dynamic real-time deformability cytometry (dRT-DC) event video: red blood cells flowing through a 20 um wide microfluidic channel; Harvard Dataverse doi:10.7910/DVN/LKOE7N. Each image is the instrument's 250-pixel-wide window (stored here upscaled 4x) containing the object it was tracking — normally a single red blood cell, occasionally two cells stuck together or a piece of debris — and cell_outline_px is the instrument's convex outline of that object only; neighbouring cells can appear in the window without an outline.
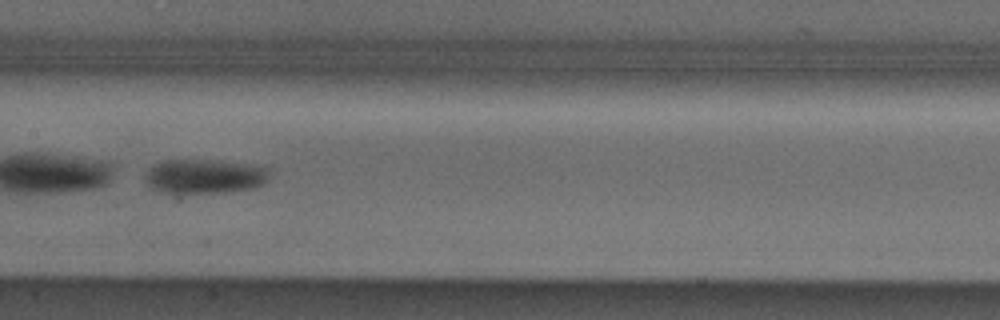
{"species": "Egyptian fruit bat (a non-hibernating species)", "species_latin": "Rousettus aegyptiacus", "temperature_condition": "cold", "stored_images_in_passage": 45, "camera_frame_rate_fps": 3000, "um_per_image_px": 0.085, "animal": {"sex": "male"}, "frame": {"image": 1, "passage_image": 20, "time_ms": 6.333, "image_size_px": [1000, 320], "cell_outline_px": [[272, 168], [264, 184], [256, 188], [228, 192], [160, 192], [148, 188], [144, 180], [144, 176], [148, 168], [152, 164], [160, 160], [212, 160], [248, 164]], "centroid_in_image_um": [17.35, 14.98], "position_along_channel_um": 190.0, "area_um2": 25.32}, "authors_computed_cell_mechanics": {"area_um2": 26.4146, "velocity_mm_per_s": 3.8865, "shape_relaxation_time_tau1_ms": 1.6498, "shape_relaxation_time_tau2_ms": null, "deformation_change_tau1": 0.1312, "deformation_change_tau2": null}}